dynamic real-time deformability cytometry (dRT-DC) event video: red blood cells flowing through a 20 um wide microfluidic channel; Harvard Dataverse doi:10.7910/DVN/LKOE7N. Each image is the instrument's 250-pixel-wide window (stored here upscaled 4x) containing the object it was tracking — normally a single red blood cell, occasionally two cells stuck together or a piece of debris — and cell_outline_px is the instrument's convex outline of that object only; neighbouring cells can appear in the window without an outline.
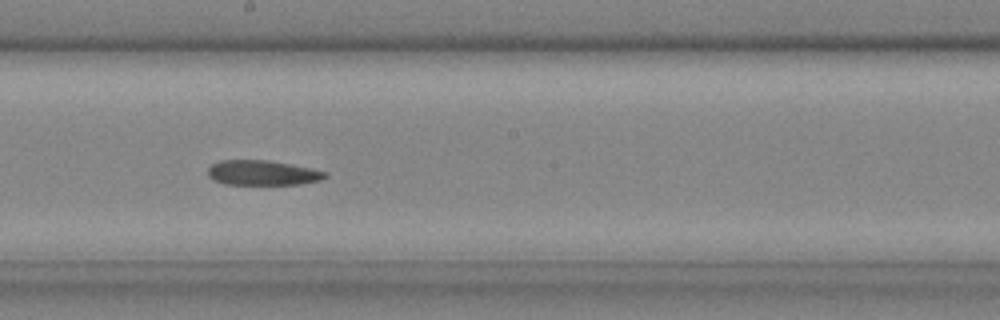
{"species": "common noctule bat (a hibernating species)", "species_latin": "Nyctalus noctula", "temperature_condition": "cold", "stored_images_in_passage": 34, "camera_frame_rate_fps": 3000, "um_per_image_px": 0.085, "animal": {"sex": "male", "body_mass_g": 20.4}, "frame": {"image": 1, "passage_image": 20, "time_ms": 6.333, "image_size_px": [1000, 320], "cell_outline_px": [[328, 176], [320, 180], [300, 184], [224, 184], [212, 180], [208, 176], [208, 168], [212, 164], [220, 160], [268, 160], [292, 164], [312, 168], [328, 172]], "centroid_in_image_um": [22.31, 14.68], "position_along_channel_um": 225.9, "area_um2": 17.17}}